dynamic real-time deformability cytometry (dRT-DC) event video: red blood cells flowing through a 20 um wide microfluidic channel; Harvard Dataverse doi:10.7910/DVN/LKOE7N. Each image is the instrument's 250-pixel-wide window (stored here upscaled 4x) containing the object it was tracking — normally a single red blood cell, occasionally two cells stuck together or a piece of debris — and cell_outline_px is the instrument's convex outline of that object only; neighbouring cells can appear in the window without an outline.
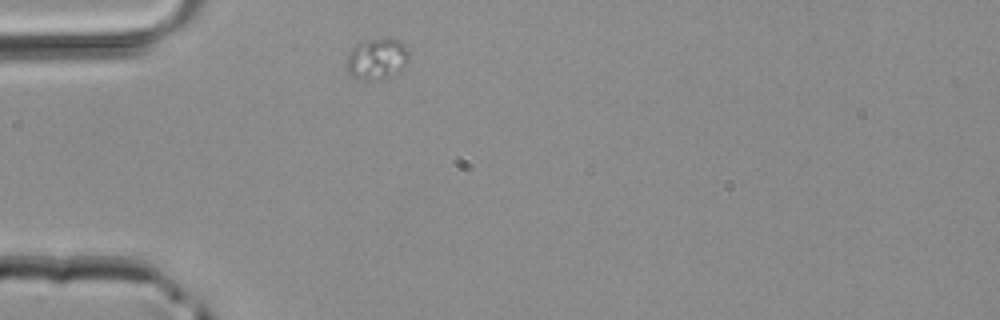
{"species": "common noctule bat (a hibernating species)", "species_latin": "Nyctalus noctula", "temperature_condition": "room temperature", "stored_images_in_passage": 1, "camera_frame_rate_fps": 3000, "um_per_image_px": 0.085, "animal": {"sex": "male", "body_mass_g": 20.4}, "frame": {"image": 1, "passage_image": 1, "time_ms": 0.0, "image_size_px": [1000, 320], "cell_outline_px": [[408, 60], [404, 68], [400, 72], [392, 76], [368, 80], [364, 80], [352, 76], [348, 72], [348, 56], [352, 48], [356, 44], [368, 40], [400, 40], [408, 48]], "centroid_in_image_um": [32.08, 5.02], "position_along_channel_um": 52.9, "area_um2": 14.62}}